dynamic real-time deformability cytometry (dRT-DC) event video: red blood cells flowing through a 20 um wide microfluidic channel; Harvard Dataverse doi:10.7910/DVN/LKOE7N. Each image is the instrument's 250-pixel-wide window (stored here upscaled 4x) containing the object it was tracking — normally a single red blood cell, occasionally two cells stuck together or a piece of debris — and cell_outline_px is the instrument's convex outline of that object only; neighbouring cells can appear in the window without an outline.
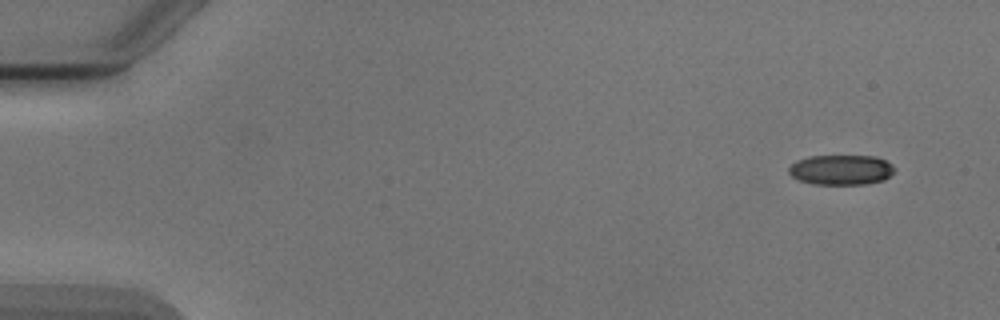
{"species": "Egyptian fruit bat (a non-hibernating species)", "species_latin": "Rousettus aegyptiacus", "temperature_condition": "cold", "stored_images_in_passage": 6, "camera_frame_rate_fps": 3000, "um_per_image_px": 0.085, "animal": {"sex": "male"}, "frame": {"image": 1, "passage_image": 1, "time_ms": 0.0, "image_size_px": [1000, 320], "cell_outline_px": [[896, 172], [884, 180], [864, 184], [812, 184], [800, 180], [792, 176], [788, 172], [788, 168], [796, 160], [808, 156], [876, 156], [892, 164], [896, 168]], "centroid_in_image_um": [71.52, 14.43], "position_along_channel_um": 13.5, "area_um2": 18.67}}
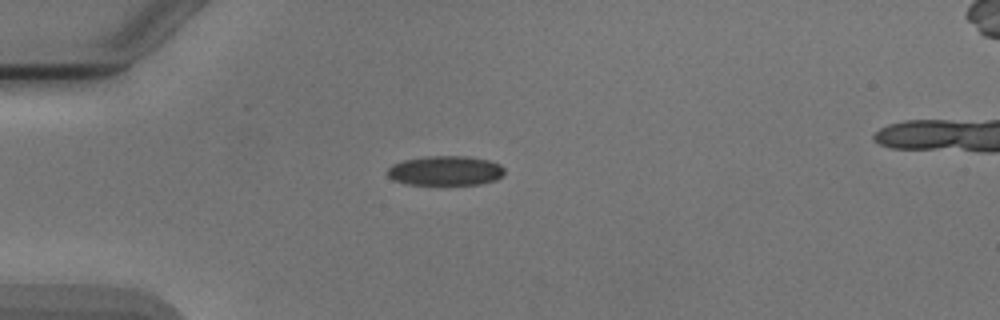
{"frame": {"image": 2, "passage_image": 4, "time_ms": 3.667, "image_size_px": [1000, 320], "cell_outline_px": [[504, 172], [496, 180], [480, 184], [404, 184], [392, 180], [388, 176], [388, 168], [392, 164], [404, 160], [424, 156], [468, 156], [488, 160], [500, 164], [504, 168]], "centroid_in_image_um": [37.84, 14.5], "position_along_channel_um": 47.2, "area_um2": 20.23}}
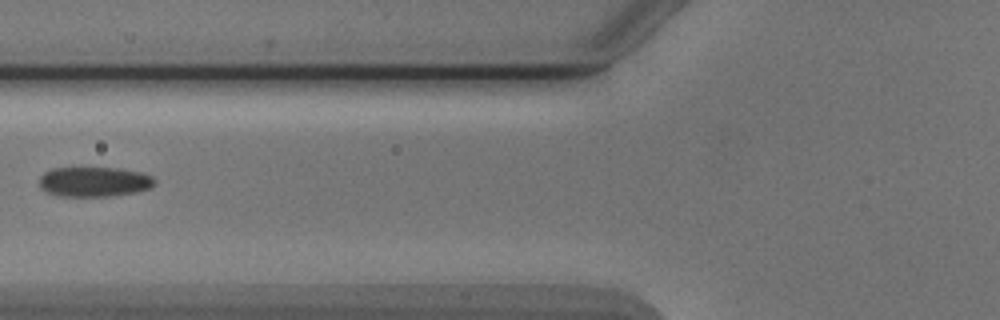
{"frame": {"image": 3, "passage_image": 6, "time_ms": 6.0, "image_size_px": [1000, 320], "cell_outline_px": [[156, 184], [148, 188], [136, 192], [112, 196], [56, 196], [40, 188], [40, 176], [44, 172], [52, 168], [116, 168], [140, 172], [152, 176], [156, 180]], "centroid_in_image_um": [8.0, 15.45], "position_along_channel_um": 117.8, "area_um2": 20.11}}